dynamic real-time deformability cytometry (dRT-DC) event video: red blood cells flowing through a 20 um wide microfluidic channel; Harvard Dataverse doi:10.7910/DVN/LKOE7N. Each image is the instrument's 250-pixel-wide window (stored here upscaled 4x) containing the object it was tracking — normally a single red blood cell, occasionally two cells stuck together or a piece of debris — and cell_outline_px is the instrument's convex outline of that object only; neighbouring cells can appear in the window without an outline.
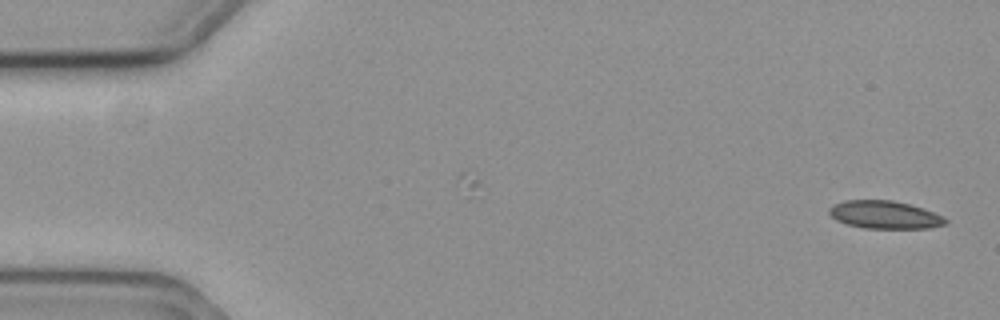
{"species": "common noctule bat (a hibernating species)", "species_latin": "Nyctalus noctula", "temperature_condition": "cold", "stored_images_in_passage": 49, "camera_frame_rate_fps": 3000, "um_per_image_px": 0.085, "animal": {"sex": "female", "body_mass_g": 19.3, "forearm_length_mm": 54.1}, "frame": {"image": 1, "passage_image": 1, "time_ms": 0.0, "image_size_px": [1000, 320], "cell_outline_px": [[948, 224], [928, 228], [864, 228], [848, 224], [836, 220], [828, 212], [828, 208], [844, 200], [892, 200], [924, 208], [948, 220]], "centroid_in_image_um": [75.19, 18.25], "position_along_channel_um": 9.8, "area_um2": 18.73}}
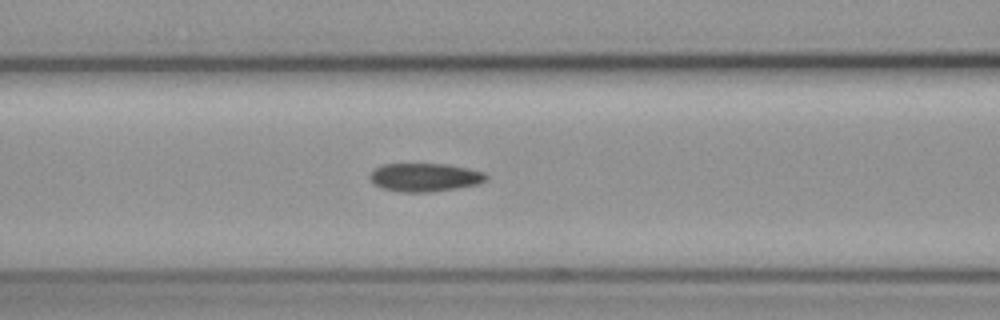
{"frame": {"image": 2, "passage_image": 23, "time_ms": 7.333, "image_size_px": [1000, 320], "cell_outline_px": [[488, 180], [480, 184], [432, 192], [400, 192], [380, 188], [372, 184], [368, 176], [380, 164], [448, 164], [468, 168], [484, 172], [488, 176]], "centroid_in_image_um": [36.1, 15.08], "position_along_channel_um": 130.5, "area_um2": 19.54}}
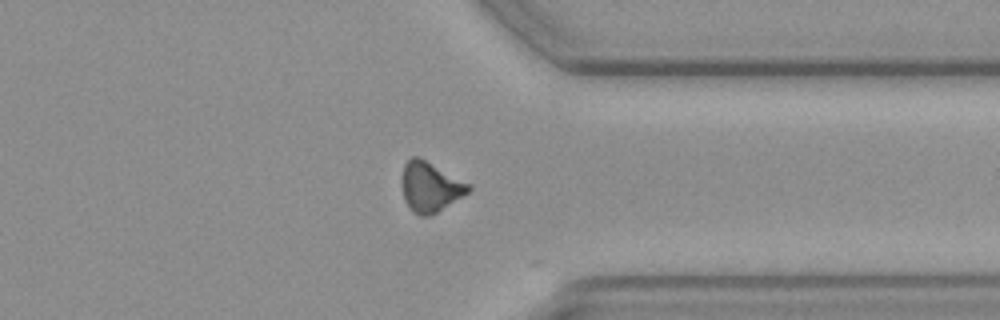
{"frame": {"image": 3, "passage_image": 44, "time_ms": 14.333, "image_size_px": [1000, 320], "cell_outline_px": [[472, 188], [468, 192], [432, 216], [420, 216], [412, 212], [408, 208], [404, 200], [400, 184], [400, 180], [404, 164], [412, 156], [420, 156], [468, 184]], "centroid_in_image_um": [36.49, 15.9], "position_along_channel_um": 374.9, "area_um2": 19.59}}